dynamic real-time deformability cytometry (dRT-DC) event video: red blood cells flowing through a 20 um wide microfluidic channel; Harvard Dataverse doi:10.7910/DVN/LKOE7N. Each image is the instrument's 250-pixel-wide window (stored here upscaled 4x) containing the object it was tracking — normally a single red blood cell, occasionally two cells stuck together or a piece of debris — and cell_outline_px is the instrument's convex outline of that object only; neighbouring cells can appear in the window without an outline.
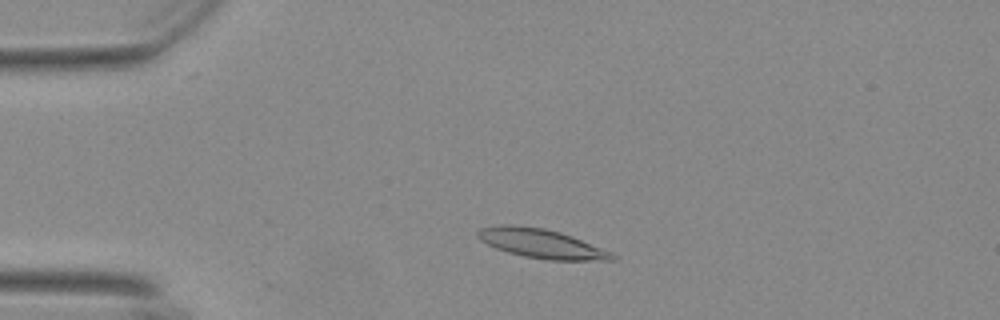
{"species": "Egyptian fruit bat (a non-hibernating species)", "species_latin": "Rousettus aegyptiacus", "temperature_condition": "warm", "stored_images_in_passage": 51, "camera_frame_rate_fps": 3000, "um_per_image_px": 0.085, "animal": {"sex": "female"}, "frame": {"image": 1, "passage_image": 8, "time_ms": 2.333, "image_size_px": [1000, 320], "cell_outline_px": [[616, 260], [548, 260], [524, 256], [508, 252], [496, 248], [480, 240], [476, 236], [476, 232], [480, 228], [500, 224], [512, 224], [544, 228], [560, 232], [572, 236], [612, 252], [616, 256]], "centroid_in_image_um": [46.0, 20.69], "position_along_channel_um": 39.0, "area_um2": 22.89}}
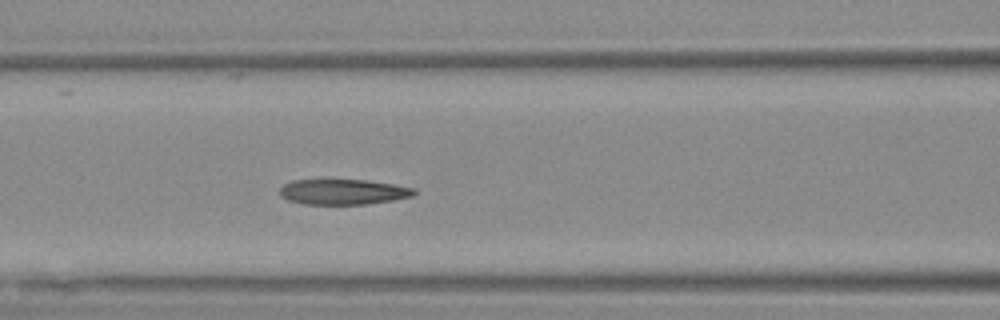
{"frame": {"image": 2, "passage_image": 19, "time_ms": 6.0, "image_size_px": [1000, 320], "cell_outline_px": [[416, 192], [412, 196], [392, 200], [364, 204], [304, 204], [288, 200], [280, 196], [280, 188], [284, 184], [292, 180], [364, 180], [396, 184], [416, 188]], "centroid_in_image_um": [29.17, 16.3], "position_along_channel_um": 137.4, "area_um2": 19.83}}
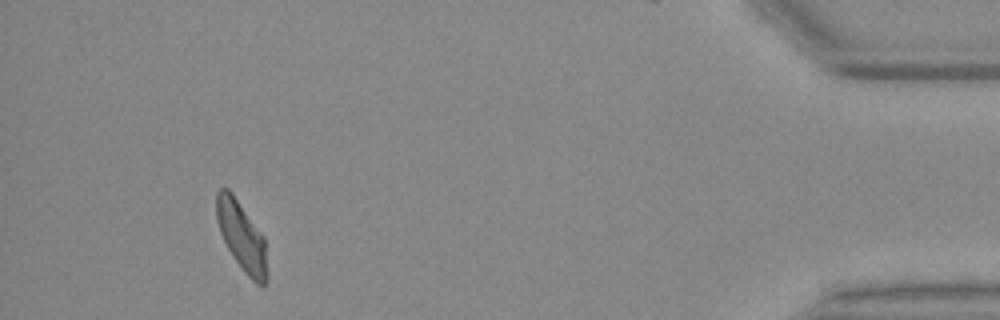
{"frame": {"image": 3, "passage_image": 47, "time_ms": 15.333, "image_size_px": [1000, 320], "cell_outline_px": [[268, 276], [264, 284], [256, 284], [244, 272], [232, 256], [220, 232], [216, 220], [216, 192], [220, 188], [228, 188], [232, 192], [264, 236]], "centroid_in_image_um": [20.54, 20.07], "position_along_channel_um": 414.7, "area_um2": 20.46}, "authors_computed_cell_mechanics": {"area_um2": 21.1548, "velocity_mm_per_s": 3.6703, "shape_relaxation_time_tau1_ms": null, "shape_relaxation_time_tau2_ms": 3.1043, "deformation_change_tau1": null, "deformation_change_tau2": 0.0983}}